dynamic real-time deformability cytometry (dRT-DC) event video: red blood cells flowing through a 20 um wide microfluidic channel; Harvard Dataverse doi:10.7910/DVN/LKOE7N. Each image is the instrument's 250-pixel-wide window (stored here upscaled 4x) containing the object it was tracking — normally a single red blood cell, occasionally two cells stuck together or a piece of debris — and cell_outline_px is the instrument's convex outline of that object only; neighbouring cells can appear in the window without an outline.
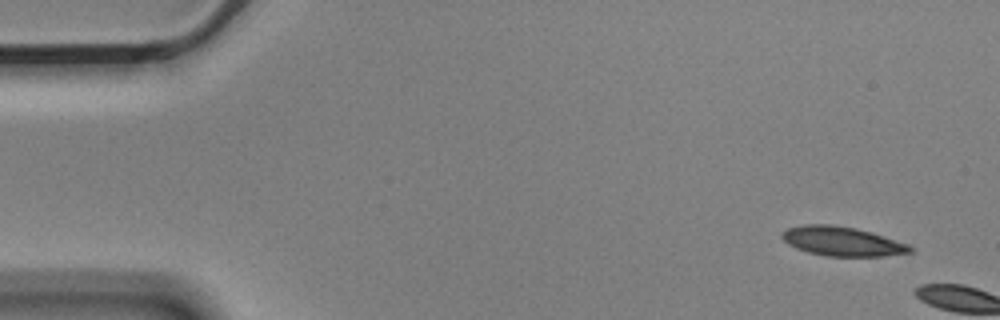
{"species": "Egyptian fruit bat (a non-hibernating species)", "species_latin": "Rousettus aegyptiacus", "temperature_condition": "cold", "stored_images_in_passage": 10, "camera_frame_rate_fps": 3000, "um_per_image_px": 0.085, "animal": {"sex": "male"}, "frame": {"image": 1, "passage_image": 1, "time_ms": 0.0, "image_size_px": [1000, 320], "cell_outline_px": [[916, 248], [912, 252], [880, 256], [828, 256], [808, 252], [796, 248], [788, 244], [780, 236], [788, 228], [804, 224], [832, 224], [856, 228], [872, 232], [908, 244]], "centroid_in_image_um": [71.6, 20.5], "position_along_channel_um": 13.4, "area_um2": 21.85}}
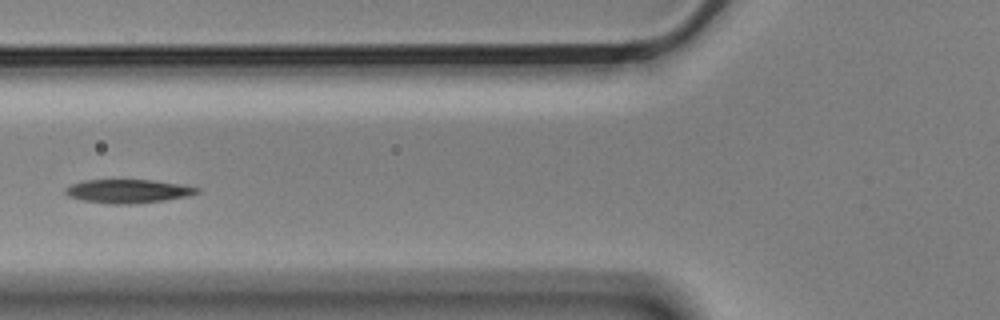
{"frame": {"image": 2, "passage_image": 7, "time_ms": 2.0, "image_size_px": [1000, 320], "cell_outline_px": [[200, 192], [188, 196], [164, 200], [132, 204], [112, 204], [84, 200], [68, 196], [64, 192], [64, 188], [72, 184], [84, 180], [152, 180], [180, 184], [200, 188]], "centroid_in_image_um": [10.88, 16.25], "position_along_channel_um": 114.9, "area_um2": 18.03}}
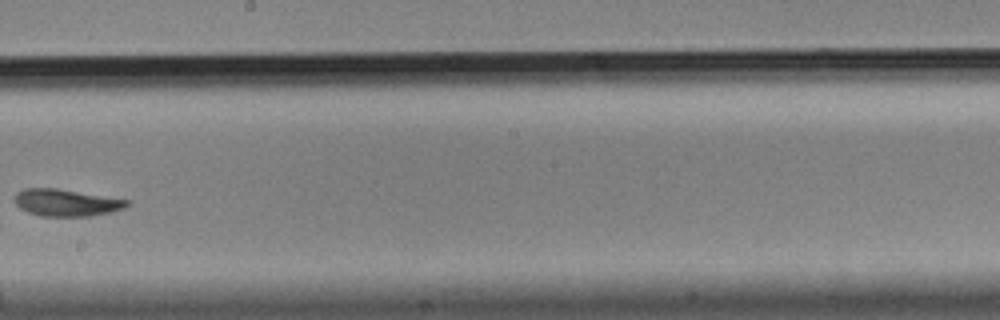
{"frame": {"image": 3, "passage_image": 10, "time_ms": 3.0, "image_size_px": [1000, 320], "cell_outline_px": [[128, 204], [124, 208], [112, 212], [92, 216], [40, 216], [28, 212], [20, 208], [12, 200], [12, 196], [16, 192], [24, 188], [56, 188], [128, 200]], "centroid_in_image_um": [5.56, 17.22], "position_along_channel_um": 242.6, "area_um2": 17.74}}